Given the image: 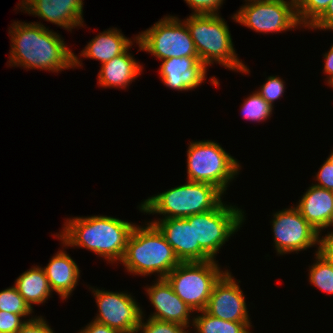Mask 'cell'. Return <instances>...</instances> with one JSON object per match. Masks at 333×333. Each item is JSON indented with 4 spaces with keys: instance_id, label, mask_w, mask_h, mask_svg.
Here are the masks:
<instances>
[{
    "instance_id": "1",
    "label": "cell",
    "mask_w": 333,
    "mask_h": 333,
    "mask_svg": "<svg viewBox=\"0 0 333 333\" xmlns=\"http://www.w3.org/2000/svg\"><path fill=\"white\" fill-rule=\"evenodd\" d=\"M11 25L10 66L55 73L82 66L80 58L67 47L61 35L40 22L14 21Z\"/></svg>"
},
{
    "instance_id": "2",
    "label": "cell",
    "mask_w": 333,
    "mask_h": 333,
    "mask_svg": "<svg viewBox=\"0 0 333 333\" xmlns=\"http://www.w3.org/2000/svg\"><path fill=\"white\" fill-rule=\"evenodd\" d=\"M135 224L111 216L72 217L66 220L58 237L64 247H81L109 263L122 260Z\"/></svg>"
},
{
    "instance_id": "3",
    "label": "cell",
    "mask_w": 333,
    "mask_h": 333,
    "mask_svg": "<svg viewBox=\"0 0 333 333\" xmlns=\"http://www.w3.org/2000/svg\"><path fill=\"white\" fill-rule=\"evenodd\" d=\"M145 225L133 228L120 263L132 275L157 273L158 279H164L181 262L158 227Z\"/></svg>"
},
{
    "instance_id": "4",
    "label": "cell",
    "mask_w": 333,
    "mask_h": 333,
    "mask_svg": "<svg viewBox=\"0 0 333 333\" xmlns=\"http://www.w3.org/2000/svg\"><path fill=\"white\" fill-rule=\"evenodd\" d=\"M184 21L198 57L206 66L215 62L232 71L250 72L247 65L238 58L229 27L219 14H191Z\"/></svg>"
},
{
    "instance_id": "5",
    "label": "cell",
    "mask_w": 333,
    "mask_h": 333,
    "mask_svg": "<svg viewBox=\"0 0 333 333\" xmlns=\"http://www.w3.org/2000/svg\"><path fill=\"white\" fill-rule=\"evenodd\" d=\"M224 195L217 187L202 182L188 181L177 187L148 197L141 202L139 210L160 214L162 219L186 218L215 209Z\"/></svg>"
},
{
    "instance_id": "6",
    "label": "cell",
    "mask_w": 333,
    "mask_h": 333,
    "mask_svg": "<svg viewBox=\"0 0 333 333\" xmlns=\"http://www.w3.org/2000/svg\"><path fill=\"white\" fill-rule=\"evenodd\" d=\"M229 205L221 202L213 210L185 218L194 223V262L214 260L223 244L242 227L244 211Z\"/></svg>"
},
{
    "instance_id": "7",
    "label": "cell",
    "mask_w": 333,
    "mask_h": 333,
    "mask_svg": "<svg viewBox=\"0 0 333 333\" xmlns=\"http://www.w3.org/2000/svg\"><path fill=\"white\" fill-rule=\"evenodd\" d=\"M187 180L208 183L223 194L240 172V163L211 140L190 142L187 149Z\"/></svg>"
},
{
    "instance_id": "8",
    "label": "cell",
    "mask_w": 333,
    "mask_h": 333,
    "mask_svg": "<svg viewBox=\"0 0 333 333\" xmlns=\"http://www.w3.org/2000/svg\"><path fill=\"white\" fill-rule=\"evenodd\" d=\"M215 260L181 262L165 277L176 295L195 312L206 308L215 283L227 271Z\"/></svg>"
},
{
    "instance_id": "9",
    "label": "cell",
    "mask_w": 333,
    "mask_h": 333,
    "mask_svg": "<svg viewBox=\"0 0 333 333\" xmlns=\"http://www.w3.org/2000/svg\"><path fill=\"white\" fill-rule=\"evenodd\" d=\"M138 51H146L159 60L180 57H198L194 41L185 21L177 16H164L150 28L139 32Z\"/></svg>"
},
{
    "instance_id": "10",
    "label": "cell",
    "mask_w": 333,
    "mask_h": 333,
    "mask_svg": "<svg viewBox=\"0 0 333 333\" xmlns=\"http://www.w3.org/2000/svg\"><path fill=\"white\" fill-rule=\"evenodd\" d=\"M248 1V2H247ZM231 19L260 33H280L301 26L295 0H245Z\"/></svg>"
},
{
    "instance_id": "11",
    "label": "cell",
    "mask_w": 333,
    "mask_h": 333,
    "mask_svg": "<svg viewBox=\"0 0 333 333\" xmlns=\"http://www.w3.org/2000/svg\"><path fill=\"white\" fill-rule=\"evenodd\" d=\"M271 223L277 255L297 253L317 245L320 247L319 232L294 205L273 213Z\"/></svg>"
},
{
    "instance_id": "12",
    "label": "cell",
    "mask_w": 333,
    "mask_h": 333,
    "mask_svg": "<svg viewBox=\"0 0 333 333\" xmlns=\"http://www.w3.org/2000/svg\"><path fill=\"white\" fill-rule=\"evenodd\" d=\"M90 288L99 310L93 320L123 333H137L144 314L131 294Z\"/></svg>"
},
{
    "instance_id": "13",
    "label": "cell",
    "mask_w": 333,
    "mask_h": 333,
    "mask_svg": "<svg viewBox=\"0 0 333 333\" xmlns=\"http://www.w3.org/2000/svg\"><path fill=\"white\" fill-rule=\"evenodd\" d=\"M230 271L215 283L204 311L226 321L250 322L245 296Z\"/></svg>"
},
{
    "instance_id": "14",
    "label": "cell",
    "mask_w": 333,
    "mask_h": 333,
    "mask_svg": "<svg viewBox=\"0 0 333 333\" xmlns=\"http://www.w3.org/2000/svg\"><path fill=\"white\" fill-rule=\"evenodd\" d=\"M83 3V0H22L18 6L24 13L71 31L84 25Z\"/></svg>"
},
{
    "instance_id": "15",
    "label": "cell",
    "mask_w": 333,
    "mask_h": 333,
    "mask_svg": "<svg viewBox=\"0 0 333 333\" xmlns=\"http://www.w3.org/2000/svg\"><path fill=\"white\" fill-rule=\"evenodd\" d=\"M145 288L146 294L155 308V312H152L149 318L178 323L186 327L193 325L190 315L194 311L176 295L165 278H157L154 284Z\"/></svg>"
},
{
    "instance_id": "16",
    "label": "cell",
    "mask_w": 333,
    "mask_h": 333,
    "mask_svg": "<svg viewBox=\"0 0 333 333\" xmlns=\"http://www.w3.org/2000/svg\"><path fill=\"white\" fill-rule=\"evenodd\" d=\"M206 68L199 57H173L162 60L159 74L166 87L188 91L196 89L206 80Z\"/></svg>"
},
{
    "instance_id": "17",
    "label": "cell",
    "mask_w": 333,
    "mask_h": 333,
    "mask_svg": "<svg viewBox=\"0 0 333 333\" xmlns=\"http://www.w3.org/2000/svg\"><path fill=\"white\" fill-rule=\"evenodd\" d=\"M50 288L62 300L70 297L78 285L80 269L66 251H58L44 268Z\"/></svg>"
},
{
    "instance_id": "18",
    "label": "cell",
    "mask_w": 333,
    "mask_h": 333,
    "mask_svg": "<svg viewBox=\"0 0 333 333\" xmlns=\"http://www.w3.org/2000/svg\"><path fill=\"white\" fill-rule=\"evenodd\" d=\"M163 233L180 262H194V223L185 218L149 221Z\"/></svg>"
},
{
    "instance_id": "19",
    "label": "cell",
    "mask_w": 333,
    "mask_h": 333,
    "mask_svg": "<svg viewBox=\"0 0 333 333\" xmlns=\"http://www.w3.org/2000/svg\"><path fill=\"white\" fill-rule=\"evenodd\" d=\"M130 48L132 45L124 53L101 64L97 78L99 86L125 89L142 74L143 66L129 53Z\"/></svg>"
},
{
    "instance_id": "20",
    "label": "cell",
    "mask_w": 333,
    "mask_h": 333,
    "mask_svg": "<svg viewBox=\"0 0 333 333\" xmlns=\"http://www.w3.org/2000/svg\"><path fill=\"white\" fill-rule=\"evenodd\" d=\"M301 197L295 207L321 237L333 209V191L312 183Z\"/></svg>"
},
{
    "instance_id": "21",
    "label": "cell",
    "mask_w": 333,
    "mask_h": 333,
    "mask_svg": "<svg viewBox=\"0 0 333 333\" xmlns=\"http://www.w3.org/2000/svg\"><path fill=\"white\" fill-rule=\"evenodd\" d=\"M134 38L125 37L117 28H109L97 34L81 51L79 57L99 60L103 64L124 53L133 45L131 40H137V35Z\"/></svg>"
},
{
    "instance_id": "22",
    "label": "cell",
    "mask_w": 333,
    "mask_h": 333,
    "mask_svg": "<svg viewBox=\"0 0 333 333\" xmlns=\"http://www.w3.org/2000/svg\"><path fill=\"white\" fill-rule=\"evenodd\" d=\"M14 286L31 309L33 304L45 303L53 293L45 271L39 265L22 273L15 280Z\"/></svg>"
},
{
    "instance_id": "23",
    "label": "cell",
    "mask_w": 333,
    "mask_h": 333,
    "mask_svg": "<svg viewBox=\"0 0 333 333\" xmlns=\"http://www.w3.org/2000/svg\"><path fill=\"white\" fill-rule=\"evenodd\" d=\"M193 317L195 333H251V322H233L219 319L203 311ZM253 333V332H252Z\"/></svg>"
},
{
    "instance_id": "24",
    "label": "cell",
    "mask_w": 333,
    "mask_h": 333,
    "mask_svg": "<svg viewBox=\"0 0 333 333\" xmlns=\"http://www.w3.org/2000/svg\"><path fill=\"white\" fill-rule=\"evenodd\" d=\"M314 254L315 262L309 266V283L323 292L333 294V261L320 252V247Z\"/></svg>"
},
{
    "instance_id": "25",
    "label": "cell",
    "mask_w": 333,
    "mask_h": 333,
    "mask_svg": "<svg viewBox=\"0 0 333 333\" xmlns=\"http://www.w3.org/2000/svg\"><path fill=\"white\" fill-rule=\"evenodd\" d=\"M243 118L252 122L266 121L271 118L273 108L255 91L241 105Z\"/></svg>"
},
{
    "instance_id": "26",
    "label": "cell",
    "mask_w": 333,
    "mask_h": 333,
    "mask_svg": "<svg viewBox=\"0 0 333 333\" xmlns=\"http://www.w3.org/2000/svg\"><path fill=\"white\" fill-rule=\"evenodd\" d=\"M332 0H295L299 23L308 28L328 7Z\"/></svg>"
},
{
    "instance_id": "27",
    "label": "cell",
    "mask_w": 333,
    "mask_h": 333,
    "mask_svg": "<svg viewBox=\"0 0 333 333\" xmlns=\"http://www.w3.org/2000/svg\"><path fill=\"white\" fill-rule=\"evenodd\" d=\"M0 311H6L18 315H30L34 312L19 294L14 285L0 291Z\"/></svg>"
},
{
    "instance_id": "28",
    "label": "cell",
    "mask_w": 333,
    "mask_h": 333,
    "mask_svg": "<svg viewBox=\"0 0 333 333\" xmlns=\"http://www.w3.org/2000/svg\"><path fill=\"white\" fill-rule=\"evenodd\" d=\"M144 318L145 317H142L141 319L137 333H190L187 330L188 327L178 323L152 319L149 317L147 321L144 322Z\"/></svg>"
},
{
    "instance_id": "29",
    "label": "cell",
    "mask_w": 333,
    "mask_h": 333,
    "mask_svg": "<svg viewBox=\"0 0 333 333\" xmlns=\"http://www.w3.org/2000/svg\"><path fill=\"white\" fill-rule=\"evenodd\" d=\"M285 82L279 76H269L266 83L256 92L273 108L274 101L280 99L285 92Z\"/></svg>"
},
{
    "instance_id": "30",
    "label": "cell",
    "mask_w": 333,
    "mask_h": 333,
    "mask_svg": "<svg viewBox=\"0 0 333 333\" xmlns=\"http://www.w3.org/2000/svg\"><path fill=\"white\" fill-rule=\"evenodd\" d=\"M26 316L30 315L0 311V333H16L26 321L33 319V317H29V319L24 320L23 318Z\"/></svg>"
},
{
    "instance_id": "31",
    "label": "cell",
    "mask_w": 333,
    "mask_h": 333,
    "mask_svg": "<svg viewBox=\"0 0 333 333\" xmlns=\"http://www.w3.org/2000/svg\"><path fill=\"white\" fill-rule=\"evenodd\" d=\"M189 7L194 10L192 14H219L218 10L224 0H184Z\"/></svg>"
},
{
    "instance_id": "32",
    "label": "cell",
    "mask_w": 333,
    "mask_h": 333,
    "mask_svg": "<svg viewBox=\"0 0 333 333\" xmlns=\"http://www.w3.org/2000/svg\"><path fill=\"white\" fill-rule=\"evenodd\" d=\"M26 321L16 333H55L43 316H33Z\"/></svg>"
},
{
    "instance_id": "33",
    "label": "cell",
    "mask_w": 333,
    "mask_h": 333,
    "mask_svg": "<svg viewBox=\"0 0 333 333\" xmlns=\"http://www.w3.org/2000/svg\"><path fill=\"white\" fill-rule=\"evenodd\" d=\"M317 181L316 186L333 191V166L326 160L319 168L314 177Z\"/></svg>"
},
{
    "instance_id": "34",
    "label": "cell",
    "mask_w": 333,
    "mask_h": 333,
    "mask_svg": "<svg viewBox=\"0 0 333 333\" xmlns=\"http://www.w3.org/2000/svg\"><path fill=\"white\" fill-rule=\"evenodd\" d=\"M333 23V0L330 2L326 10L308 27V29L325 30Z\"/></svg>"
},
{
    "instance_id": "35",
    "label": "cell",
    "mask_w": 333,
    "mask_h": 333,
    "mask_svg": "<svg viewBox=\"0 0 333 333\" xmlns=\"http://www.w3.org/2000/svg\"><path fill=\"white\" fill-rule=\"evenodd\" d=\"M78 333H123L105 324L99 323L92 319L85 328L81 329Z\"/></svg>"
},
{
    "instance_id": "36",
    "label": "cell",
    "mask_w": 333,
    "mask_h": 333,
    "mask_svg": "<svg viewBox=\"0 0 333 333\" xmlns=\"http://www.w3.org/2000/svg\"><path fill=\"white\" fill-rule=\"evenodd\" d=\"M320 252L333 261V231L320 237Z\"/></svg>"
},
{
    "instance_id": "37",
    "label": "cell",
    "mask_w": 333,
    "mask_h": 333,
    "mask_svg": "<svg viewBox=\"0 0 333 333\" xmlns=\"http://www.w3.org/2000/svg\"><path fill=\"white\" fill-rule=\"evenodd\" d=\"M324 56V59H325V63H324V73L325 74H328L327 75V83L329 81H331L333 79V44L332 46L330 47V50L327 51V53L325 52V54L323 55Z\"/></svg>"
},
{
    "instance_id": "38",
    "label": "cell",
    "mask_w": 333,
    "mask_h": 333,
    "mask_svg": "<svg viewBox=\"0 0 333 333\" xmlns=\"http://www.w3.org/2000/svg\"><path fill=\"white\" fill-rule=\"evenodd\" d=\"M331 226H333V209L331 211V215H330V217H329V219L327 221V224H326V226L323 229L324 230L328 229V227H331Z\"/></svg>"
},
{
    "instance_id": "39",
    "label": "cell",
    "mask_w": 333,
    "mask_h": 333,
    "mask_svg": "<svg viewBox=\"0 0 333 333\" xmlns=\"http://www.w3.org/2000/svg\"><path fill=\"white\" fill-rule=\"evenodd\" d=\"M326 161L328 163H330L333 166V151L331 152V154L328 156V158L326 159Z\"/></svg>"
},
{
    "instance_id": "40",
    "label": "cell",
    "mask_w": 333,
    "mask_h": 333,
    "mask_svg": "<svg viewBox=\"0 0 333 333\" xmlns=\"http://www.w3.org/2000/svg\"><path fill=\"white\" fill-rule=\"evenodd\" d=\"M326 30H332L333 31V23H331L326 29H325V31Z\"/></svg>"
},
{
    "instance_id": "41",
    "label": "cell",
    "mask_w": 333,
    "mask_h": 333,
    "mask_svg": "<svg viewBox=\"0 0 333 333\" xmlns=\"http://www.w3.org/2000/svg\"><path fill=\"white\" fill-rule=\"evenodd\" d=\"M328 85L331 86V87H333V79L328 82Z\"/></svg>"
}]
</instances>
